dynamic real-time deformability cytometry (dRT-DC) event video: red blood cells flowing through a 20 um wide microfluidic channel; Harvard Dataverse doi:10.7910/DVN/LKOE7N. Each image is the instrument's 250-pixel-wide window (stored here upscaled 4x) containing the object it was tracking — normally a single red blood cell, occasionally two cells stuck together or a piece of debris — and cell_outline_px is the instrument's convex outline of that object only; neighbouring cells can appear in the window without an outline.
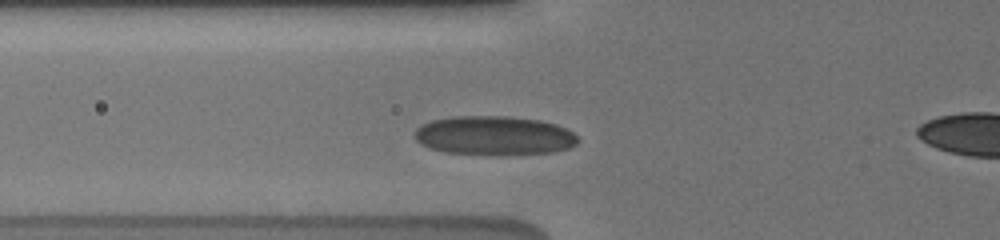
{"species": "human", "species_latin": "Homo sapiens", "temperature_condition": "cold", "stored_images_in_passage": 9, "camera_frame_rate_fps": 3000, "um_per_image_px": 0.085, "donor": {"sex": "male"}, "frame": {"image": 1, "passage_image": 4, "time_ms": 2.333, "image_size_px": [1000, 240], "cell_outline_px": [[580, 140], [576, 144], [568, 148], [556, 152], [444, 152], [428, 148], [420, 144], [412, 136], [416, 128], [432, 120], [452, 116], [504, 116], [540, 120], [556, 124], [572, 132]], "centroid_in_image_um": [41.96, 11.48], "position_along_channel_um": 83.8, "area_um2": 36.18}}
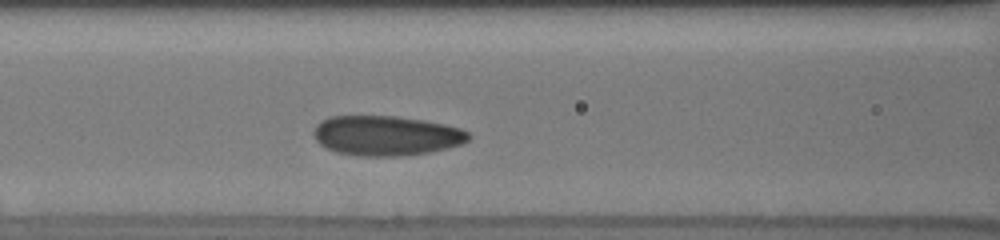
{"frame": {"image": 2, "passage_image": 6, "time_ms": 3.667, "image_size_px": [1000, 240], "cell_outline_px": [[472, 136], [464, 144], [448, 148], [428, 152], [400, 156], [360, 156], [336, 152], [320, 144], [316, 140], [312, 132], [316, 124], [320, 120], [332, 116], [396, 116], [424, 120], [444, 124], [460, 128], [468, 132]], "centroid_in_image_um": [32.83, 11.52], "position_along_channel_um": 133.8, "area_um2": 36.18}}
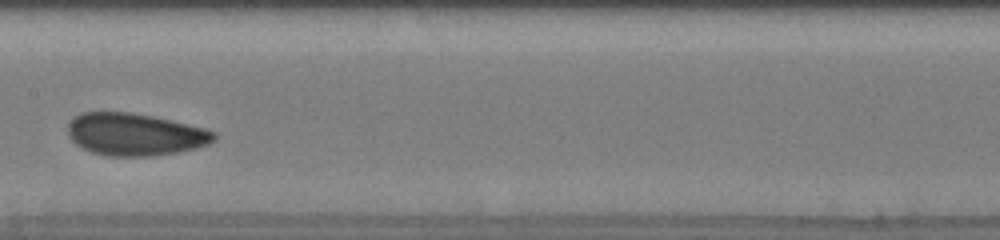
{"frame": {"image": 3, "passage_image": 8, "time_ms": 5.333, "image_size_px": [1000, 240], "cell_outline_px": [[216, 140], [208, 144], [196, 148], [176, 152], [148, 156], [108, 156], [92, 152], [76, 144], [68, 136], [68, 124], [80, 112], [128, 112], [152, 116], [204, 128], [216, 132]], "centroid_in_image_um": [11.47, 11.42], "position_along_channel_um": 195.9, "area_um2": 35.84}}